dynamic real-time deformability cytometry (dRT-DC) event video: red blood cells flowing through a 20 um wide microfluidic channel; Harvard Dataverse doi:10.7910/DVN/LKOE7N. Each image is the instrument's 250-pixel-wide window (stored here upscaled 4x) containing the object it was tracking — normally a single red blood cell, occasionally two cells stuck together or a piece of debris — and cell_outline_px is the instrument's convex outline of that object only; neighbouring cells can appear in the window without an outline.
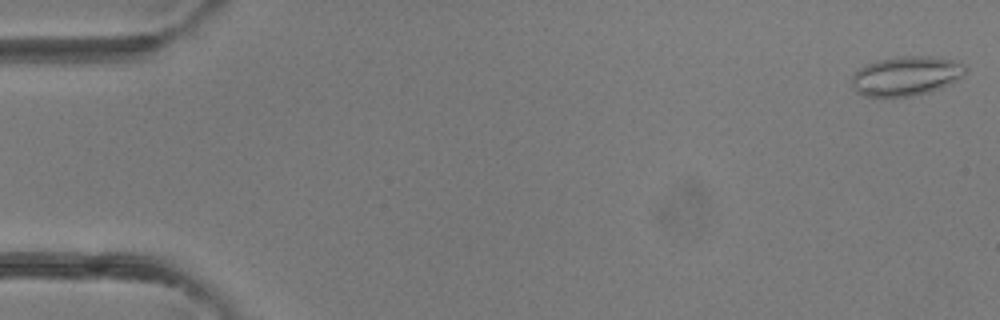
{"species": "common noctule bat (a hibernating species)", "species_latin": "Nyctalus noctula", "temperature_condition": "room temperature", "stored_images_in_passage": 4, "camera_frame_rate_fps": 3000, "um_per_image_px": 0.085, "animal": {"sex": "female"}, "frame": {"image": 1, "passage_image": 1, "time_ms": 0.0, "image_size_px": [1000, 320], "cell_outline_px": [[968, 72], [964, 76], [940, 88], [928, 92], [912, 96], [864, 96], [856, 92], [852, 84], [852, 76], [864, 64], [876, 60], [900, 56], [932, 56], [952, 60], [964, 64], [968, 68]], "centroid_in_image_um": [77.04, 6.44], "position_along_channel_um": 8.0, "area_um2": 26.18}}